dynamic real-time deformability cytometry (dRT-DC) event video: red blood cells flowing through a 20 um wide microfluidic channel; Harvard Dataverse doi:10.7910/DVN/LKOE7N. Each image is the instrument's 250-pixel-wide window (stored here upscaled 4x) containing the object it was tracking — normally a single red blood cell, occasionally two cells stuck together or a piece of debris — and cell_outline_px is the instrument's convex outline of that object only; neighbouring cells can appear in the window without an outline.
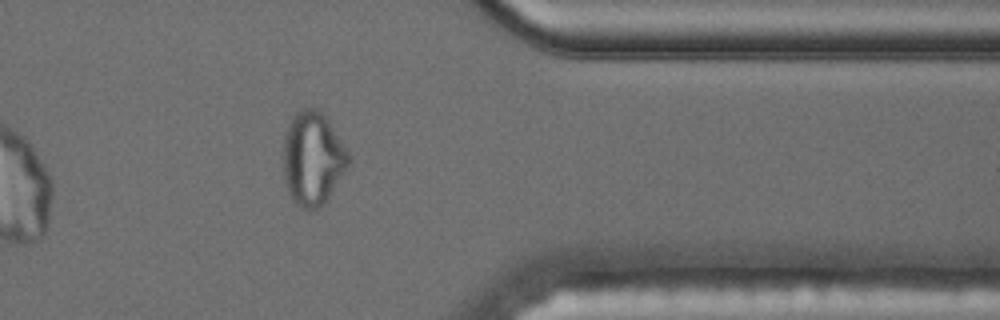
{"species": "common noctule bat (a hibernating species)", "species_latin": "Nyctalus noctula", "temperature_condition": "cold", "stored_images_in_passage": 16, "camera_frame_rate_fps": 3000, "um_per_image_px": 0.085, "animal": {"sex": "male", "body_mass_g": 17.5, "forearm_length_mm": 52.3}, "frame": {"image": 1, "passage_image": 14, "time_ms": 16.667, "image_size_px": [1000, 320], "cell_outline_px": [[348, 164], [324, 204], [316, 208], [304, 208], [296, 204], [292, 200], [284, 176], [284, 136], [288, 124], [292, 116], [296, 112], [304, 108], [316, 108], [328, 120], [348, 152]], "centroid_in_image_um": [26.55, 13.45], "position_along_channel_um": 384.8, "area_um2": 34.68}}